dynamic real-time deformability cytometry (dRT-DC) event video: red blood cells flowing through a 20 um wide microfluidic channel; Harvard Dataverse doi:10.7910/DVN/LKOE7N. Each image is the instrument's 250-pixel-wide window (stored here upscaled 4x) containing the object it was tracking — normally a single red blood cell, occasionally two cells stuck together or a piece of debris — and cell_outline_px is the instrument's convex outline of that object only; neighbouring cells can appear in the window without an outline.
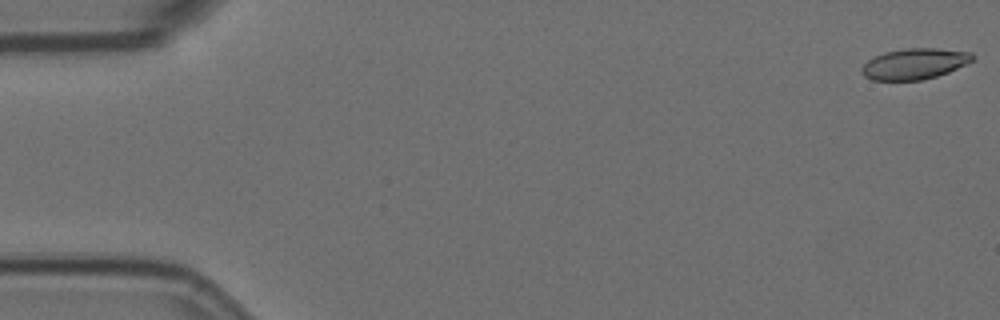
{"species": "Egyptian fruit bat (a non-hibernating species)", "species_latin": "Rousettus aegyptiacus", "temperature_condition": "room temperature", "stored_images_in_passage": 7, "camera_frame_rate_fps": 3000, "um_per_image_px": 0.085, "animal": {"sex": "female"}, "frame": {"image": 1, "passage_image": 1, "time_ms": 0.0, "image_size_px": [1000, 320], "cell_outline_px": [[976, 56], [972, 60], [948, 72], [936, 76], [920, 80], [872, 80], [864, 76], [860, 72], [860, 68], [868, 60], [884, 52], [908, 48], [936, 48], [972, 52]], "centroid_in_image_um": [77.71, 5.42], "position_along_channel_um": 7.3, "area_um2": 19.83}}
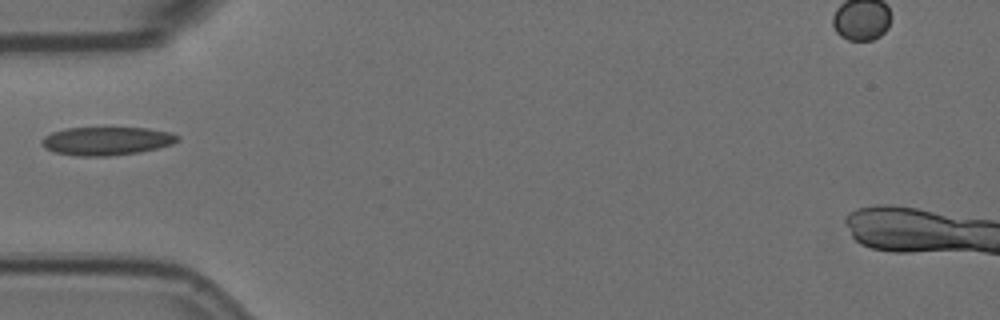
{"frame": {"image": 2, "passage_image": 6, "time_ms": 1.667, "image_size_px": [1000, 320], "cell_outline_px": [[180, 140], [172, 144], [140, 152], [108, 156], [76, 156], [56, 152], [44, 148], [40, 144], [40, 140], [44, 136], [52, 132], [64, 128], [148, 128], [172, 132], [180, 136]], "centroid_in_image_um": [9.05, 11.98], "position_along_channel_um": 75.9, "area_um2": 22.6}}
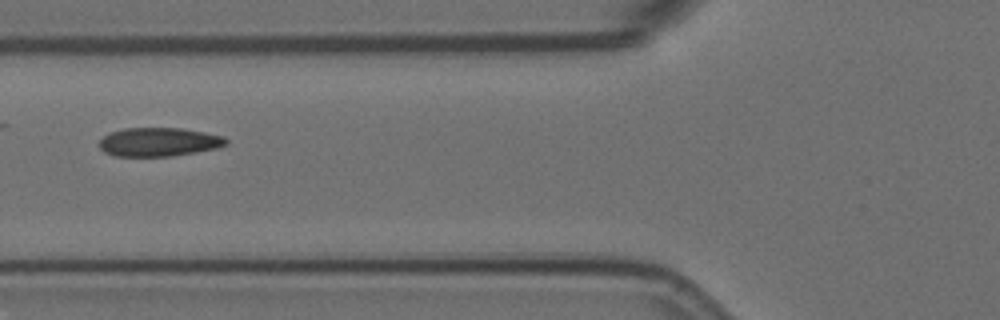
{"frame": {"image": 3, "passage_image": 7, "time_ms": 2.0, "image_size_px": [1000, 320], "cell_outline_px": [[228, 144], [216, 148], [196, 152], [172, 156], [112, 156], [104, 152], [100, 148], [100, 140], [104, 136], [112, 132], [124, 128], [180, 128], [204, 132], [224, 136], [228, 140]], "centroid_in_image_um": [13.51, 12.07], "position_along_channel_um": 112.3, "area_um2": 21.21}}